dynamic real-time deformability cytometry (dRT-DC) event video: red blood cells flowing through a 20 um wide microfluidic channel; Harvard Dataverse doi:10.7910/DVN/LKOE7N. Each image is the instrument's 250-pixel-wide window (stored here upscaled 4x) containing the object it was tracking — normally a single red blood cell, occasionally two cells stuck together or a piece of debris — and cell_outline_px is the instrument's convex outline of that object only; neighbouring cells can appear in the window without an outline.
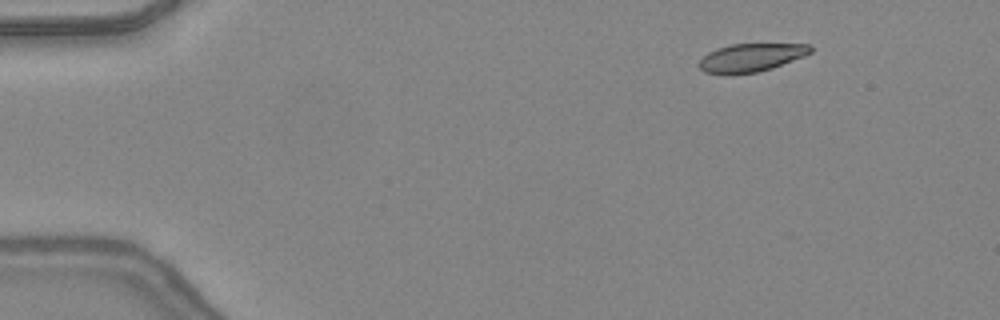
{"species": "common noctule bat (a hibernating species)", "species_latin": "Nyctalus noctula", "temperature_condition": "warm", "stored_images_in_passage": 15, "camera_frame_rate_fps": 3000, "um_per_image_px": 0.085, "animal": {"sex": "female", "body_mass_g": 24.6, "forearm_length_mm": 56.2}, "frame": {"image": 1, "passage_image": 1, "time_ms": 0.0, "image_size_px": [1000, 320], "cell_outline_px": [[812, 52], [804, 56], [772, 68], [756, 72], [728, 76], [704, 72], [700, 68], [700, 60], [708, 52], [716, 48], [732, 44], [812, 44]], "centroid_in_image_um": [63.82, 4.91], "position_along_channel_um": 21.2, "area_um2": 18.5}}
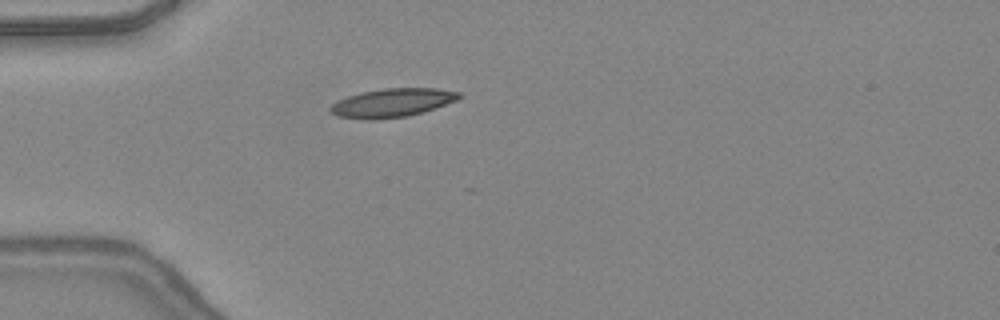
{"frame": {"image": 2, "passage_image": 9, "time_ms": 2.667, "image_size_px": [1000, 320], "cell_outline_px": [[464, 96], [456, 100], [436, 108], [424, 112], [408, 116], [336, 116], [328, 112], [328, 108], [336, 100], [360, 92], [384, 88], [436, 88], [460, 92]], "centroid_in_image_um": [33.4, 8.67], "position_along_channel_um": 51.6, "area_um2": 20.69}}